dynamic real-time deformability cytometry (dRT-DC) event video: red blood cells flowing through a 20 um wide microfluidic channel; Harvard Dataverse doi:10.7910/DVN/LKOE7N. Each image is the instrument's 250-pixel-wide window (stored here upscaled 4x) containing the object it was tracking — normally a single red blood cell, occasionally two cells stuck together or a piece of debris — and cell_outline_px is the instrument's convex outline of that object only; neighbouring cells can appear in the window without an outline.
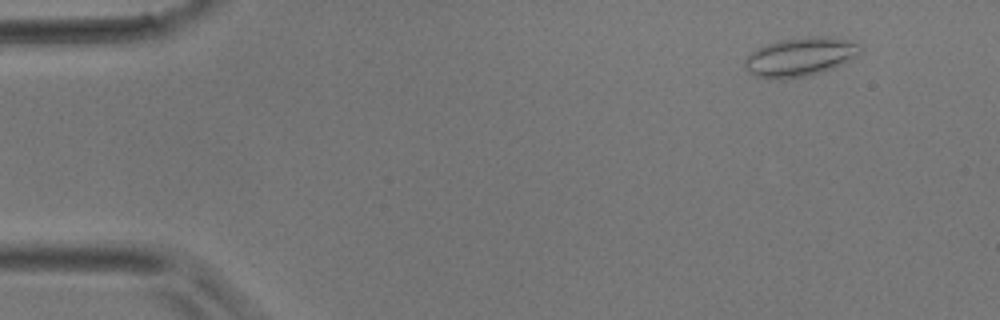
{"species": "common noctule bat (a hibernating species)", "species_latin": "Nyctalus noctula", "temperature_condition": "room temperature", "stored_images_in_passage": 3, "camera_frame_rate_fps": 3000, "um_per_image_px": 0.085, "animal": {"sex": "male", "body_mass_g": 17.9}, "frame": {"image": 1, "passage_image": 2, "time_ms": 0.333, "image_size_px": [1000, 320], "cell_outline_px": [[864, 52], [832, 68], [808, 76], [784, 80], [776, 80], [752, 76], [744, 68], [744, 60], [756, 48], [764, 44], [776, 40], [804, 36], [828, 36], [860, 44], [864, 48]], "centroid_in_image_um": [67.97, 4.84], "position_along_channel_um": 17.0, "area_um2": 26.7}}